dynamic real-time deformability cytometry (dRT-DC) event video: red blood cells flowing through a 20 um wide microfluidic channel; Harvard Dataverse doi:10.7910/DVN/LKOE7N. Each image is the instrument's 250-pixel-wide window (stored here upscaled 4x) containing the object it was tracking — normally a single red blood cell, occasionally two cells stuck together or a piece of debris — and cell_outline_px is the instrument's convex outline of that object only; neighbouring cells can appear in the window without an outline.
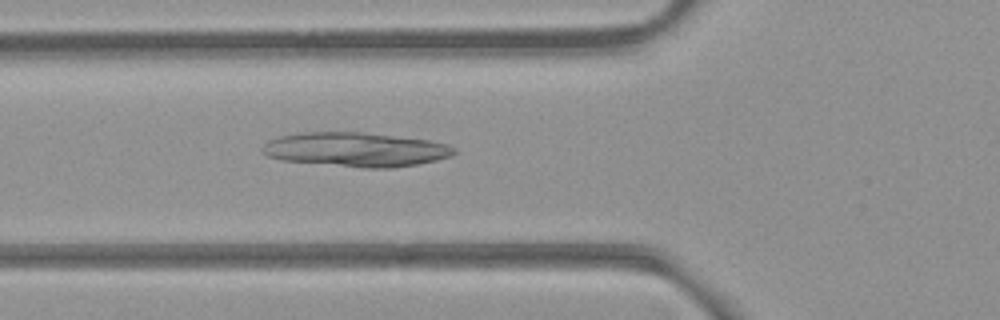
{"species": "common noctule bat (a hibernating species)", "species_latin": "Nyctalus noctula", "temperature_condition": "room temperature", "stored_images_in_passage": 51, "camera_frame_rate_fps": 3000, "um_per_image_px": 0.085, "animal": {"sex": "female", "body_mass_g": 21.9}, "frame": {"image": 1, "passage_image": 18, "time_ms": 5.667, "image_size_px": [1000, 320], "cell_outline_px": [[456, 152], [452, 156], [436, 160], [416, 164], [392, 168], [364, 168], [280, 160], [268, 156], [260, 152], [260, 148], [268, 140], [280, 136], [300, 132], [364, 132], [428, 140], [448, 144], [456, 148]], "centroid_in_image_um": [30.21, 12.71], "position_along_channel_um": 95.6, "area_um2": 38.49}}
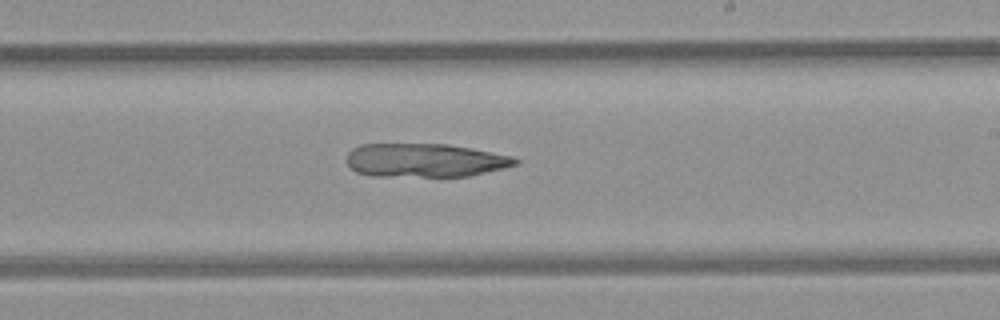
{"frame": {"image": 2, "passage_image": 30, "time_ms": 9.667, "image_size_px": [1000, 320], "cell_outline_px": [[520, 164], [504, 168], [468, 176], [372, 176], [356, 172], [348, 164], [348, 152], [352, 148], [360, 144], [448, 144], [512, 156], [520, 160]], "centroid_in_image_um": [36.13, 13.62], "position_along_channel_um": 252.9, "area_um2": 33.0}}
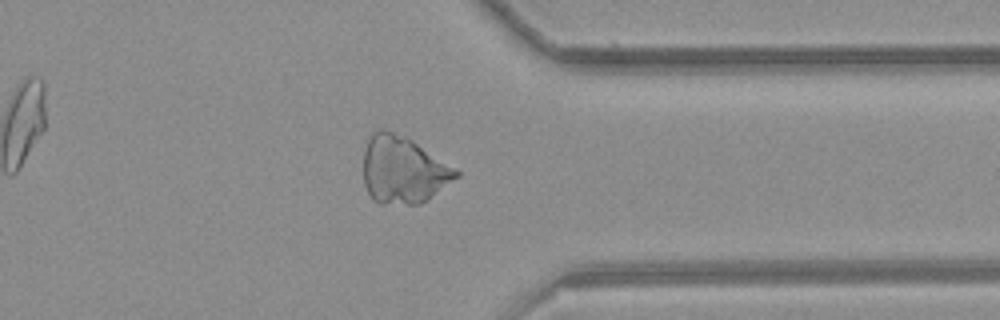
{"frame": {"image": 3, "passage_image": 40, "time_ms": 13.0, "image_size_px": [1000, 320], "cell_outline_px": [[460, 176], [420, 204], [380, 204], [372, 200], [364, 184], [364, 148], [372, 132], [376, 128], [384, 128], [404, 136], [412, 140], [460, 172]], "centroid_in_image_um": [34.23, 14.44], "position_along_channel_um": 377.2, "area_um2": 36.24}}